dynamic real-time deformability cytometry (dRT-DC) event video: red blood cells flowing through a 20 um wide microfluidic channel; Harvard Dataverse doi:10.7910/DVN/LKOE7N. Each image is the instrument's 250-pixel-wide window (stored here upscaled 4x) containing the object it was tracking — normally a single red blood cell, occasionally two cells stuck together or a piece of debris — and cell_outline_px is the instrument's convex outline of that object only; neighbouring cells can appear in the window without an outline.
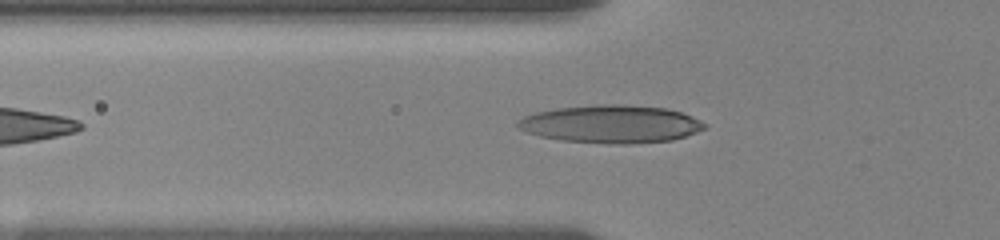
{"species": "human", "species_latin": "Homo sapiens", "temperature_condition": "room temperature", "stored_images_in_passage": 36, "camera_frame_rate_fps": 3000, "um_per_image_px": 0.085, "donor": {"sex": "female"}, "frame": {"image": 1, "passage_image": 6, "time_ms": 2.0, "image_size_px": [1000, 240], "cell_outline_px": [[708, 124], [704, 128], [696, 132], [672, 140], [632, 144], [616, 144], [560, 140], [540, 136], [516, 128], [516, 124], [524, 116], [536, 112], [556, 108], [596, 104], [620, 104], [668, 108], [692, 116]], "centroid_in_image_um": [51.94, 10.54], "position_along_channel_um": 73.9, "area_um2": 41.27}}
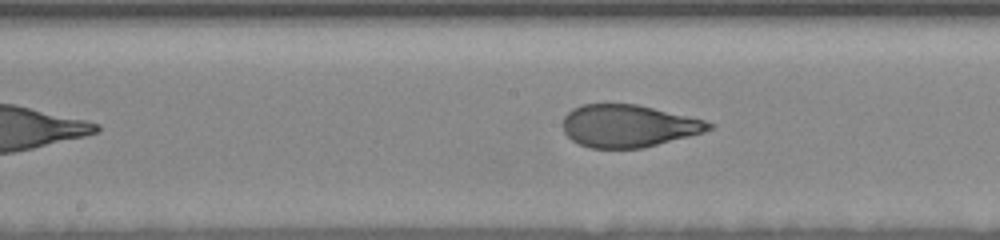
{"frame": {"image": 2, "passage_image": 15, "time_ms": 5.333, "image_size_px": [1000, 240], "cell_outline_px": [[712, 128], [704, 132], [644, 148], [588, 148], [572, 140], [564, 132], [564, 116], [572, 108], [580, 104], [636, 104], [704, 120], [712, 124]], "centroid_in_image_um": [53.38, 10.71], "position_along_channel_um": 194.8, "area_um2": 35.84}}
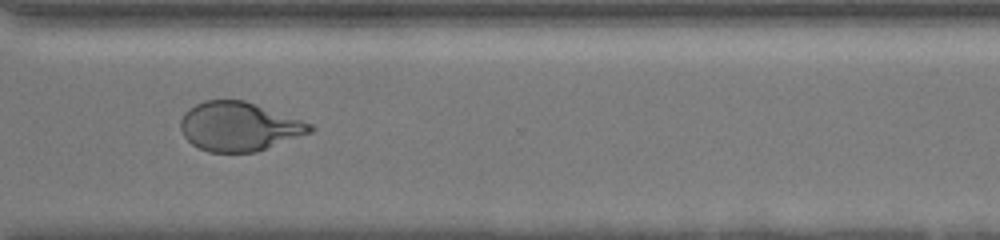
{"frame": {"image": 3, "passage_image": 26, "time_ms": 9.667, "image_size_px": [1000, 240], "cell_outline_px": [[316, 128], [312, 132], [256, 152], [208, 152], [192, 144], [184, 136], [180, 128], [180, 120], [184, 112], [188, 108], [204, 100], [244, 100], [312, 124]], "centroid_in_image_um": [20.29, 10.76], "position_along_channel_um": 350.3, "area_um2": 36.82}, "authors_computed_cell_mechanics": {"area_um2": 37.281, "velocity_mm_per_s": 3.5967, "shape_relaxation_time_tau1_ms": 4.6751, "shape_relaxation_time_tau2_ms": 0.8234, "deformation_change_tau1": 0.205, "deformation_change_tau2": 0.0739}}